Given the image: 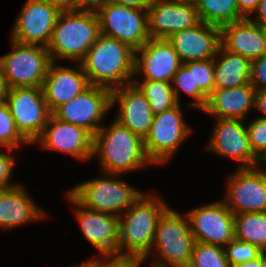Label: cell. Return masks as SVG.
I'll return each instance as SVG.
<instances>
[{
    "instance_id": "cell-1",
    "label": "cell",
    "mask_w": 266,
    "mask_h": 267,
    "mask_svg": "<svg viewBox=\"0 0 266 267\" xmlns=\"http://www.w3.org/2000/svg\"><path fill=\"white\" fill-rule=\"evenodd\" d=\"M134 62L135 50L129 45L100 35L80 64L89 85L112 91L132 83Z\"/></svg>"
},
{
    "instance_id": "cell-2",
    "label": "cell",
    "mask_w": 266,
    "mask_h": 267,
    "mask_svg": "<svg viewBox=\"0 0 266 267\" xmlns=\"http://www.w3.org/2000/svg\"><path fill=\"white\" fill-rule=\"evenodd\" d=\"M100 158L102 171L110 176L153 164L146 156L143 139L116 120L93 136L92 156Z\"/></svg>"
},
{
    "instance_id": "cell-3",
    "label": "cell",
    "mask_w": 266,
    "mask_h": 267,
    "mask_svg": "<svg viewBox=\"0 0 266 267\" xmlns=\"http://www.w3.org/2000/svg\"><path fill=\"white\" fill-rule=\"evenodd\" d=\"M168 208L159 197L156 199L151 195H141L128 208L124 217H119L117 253L146 259L153 244L158 220ZM123 250H126L125 253Z\"/></svg>"
},
{
    "instance_id": "cell-4",
    "label": "cell",
    "mask_w": 266,
    "mask_h": 267,
    "mask_svg": "<svg viewBox=\"0 0 266 267\" xmlns=\"http://www.w3.org/2000/svg\"><path fill=\"white\" fill-rule=\"evenodd\" d=\"M100 35L97 14L62 11L46 48L52 62L58 57L75 59L80 63Z\"/></svg>"
},
{
    "instance_id": "cell-5",
    "label": "cell",
    "mask_w": 266,
    "mask_h": 267,
    "mask_svg": "<svg viewBox=\"0 0 266 267\" xmlns=\"http://www.w3.org/2000/svg\"><path fill=\"white\" fill-rule=\"evenodd\" d=\"M195 239L190 230L188 217H181L177 211L168 208L159 218L153 244L163 261L153 263L156 267H188ZM155 246V247H154ZM168 263V264H167Z\"/></svg>"
},
{
    "instance_id": "cell-6",
    "label": "cell",
    "mask_w": 266,
    "mask_h": 267,
    "mask_svg": "<svg viewBox=\"0 0 266 267\" xmlns=\"http://www.w3.org/2000/svg\"><path fill=\"white\" fill-rule=\"evenodd\" d=\"M11 41L14 50L0 57L8 88L42 87L52 63L47 48Z\"/></svg>"
},
{
    "instance_id": "cell-7",
    "label": "cell",
    "mask_w": 266,
    "mask_h": 267,
    "mask_svg": "<svg viewBox=\"0 0 266 267\" xmlns=\"http://www.w3.org/2000/svg\"><path fill=\"white\" fill-rule=\"evenodd\" d=\"M106 175L108 178H97L76 185L68 193L86 209L120 217L119 210L128 209L144 193L122 180L110 179L109 173Z\"/></svg>"
},
{
    "instance_id": "cell-8",
    "label": "cell",
    "mask_w": 266,
    "mask_h": 267,
    "mask_svg": "<svg viewBox=\"0 0 266 267\" xmlns=\"http://www.w3.org/2000/svg\"><path fill=\"white\" fill-rule=\"evenodd\" d=\"M4 101L20 135L28 143L34 144L52 114L45 101L42 87L8 89Z\"/></svg>"
},
{
    "instance_id": "cell-9",
    "label": "cell",
    "mask_w": 266,
    "mask_h": 267,
    "mask_svg": "<svg viewBox=\"0 0 266 267\" xmlns=\"http://www.w3.org/2000/svg\"><path fill=\"white\" fill-rule=\"evenodd\" d=\"M97 15L101 35L126 43L135 51L151 38L147 10L109 1Z\"/></svg>"
},
{
    "instance_id": "cell-10",
    "label": "cell",
    "mask_w": 266,
    "mask_h": 267,
    "mask_svg": "<svg viewBox=\"0 0 266 267\" xmlns=\"http://www.w3.org/2000/svg\"><path fill=\"white\" fill-rule=\"evenodd\" d=\"M190 132L184 122L179 103L154 115L150 130L143 140L147 158L153 165L167 162Z\"/></svg>"
},
{
    "instance_id": "cell-11",
    "label": "cell",
    "mask_w": 266,
    "mask_h": 267,
    "mask_svg": "<svg viewBox=\"0 0 266 267\" xmlns=\"http://www.w3.org/2000/svg\"><path fill=\"white\" fill-rule=\"evenodd\" d=\"M110 108L111 91L89 85L76 97L60 105L52 114L61 121L84 128L94 136L102 127L98 123Z\"/></svg>"
},
{
    "instance_id": "cell-12",
    "label": "cell",
    "mask_w": 266,
    "mask_h": 267,
    "mask_svg": "<svg viewBox=\"0 0 266 267\" xmlns=\"http://www.w3.org/2000/svg\"><path fill=\"white\" fill-rule=\"evenodd\" d=\"M186 215L195 242L225 247L235 239V214L224 202L194 208Z\"/></svg>"
},
{
    "instance_id": "cell-13",
    "label": "cell",
    "mask_w": 266,
    "mask_h": 267,
    "mask_svg": "<svg viewBox=\"0 0 266 267\" xmlns=\"http://www.w3.org/2000/svg\"><path fill=\"white\" fill-rule=\"evenodd\" d=\"M257 168L239 166L228 178L224 203L234 214L266 212V171Z\"/></svg>"
},
{
    "instance_id": "cell-14",
    "label": "cell",
    "mask_w": 266,
    "mask_h": 267,
    "mask_svg": "<svg viewBox=\"0 0 266 267\" xmlns=\"http://www.w3.org/2000/svg\"><path fill=\"white\" fill-rule=\"evenodd\" d=\"M60 13L47 0H27L15 21L11 40L47 47Z\"/></svg>"
},
{
    "instance_id": "cell-15",
    "label": "cell",
    "mask_w": 266,
    "mask_h": 267,
    "mask_svg": "<svg viewBox=\"0 0 266 267\" xmlns=\"http://www.w3.org/2000/svg\"><path fill=\"white\" fill-rule=\"evenodd\" d=\"M147 14L151 38L167 39L200 22L192 0H152Z\"/></svg>"
},
{
    "instance_id": "cell-16",
    "label": "cell",
    "mask_w": 266,
    "mask_h": 267,
    "mask_svg": "<svg viewBox=\"0 0 266 267\" xmlns=\"http://www.w3.org/2000/svg\"><path fill=\"white\" fill-rule=\"evenodd\" d=\"M181 65L178 54L167 39L150 38L135 51L134 77L143 73V80L171 83Z\"/></svg>"
},
{
    "instance_id": "cell-17",
    "label": "cell",
    "mask_w": 266,
    "mask_h": 267,
    "mask_svg": "<svg viewBox=\"0 0 266 267\" xmlns=\"http://www.w3.org/2000/svg\"><path fill=\"white\" fill-rule=\"evenodd\" d=\"M240 119H217L208 149L241 163L240 168L263 164L252 152L247 127ZM260 163V164H259Z\"/></svg>"
},
{
    "instance_id": "cell-18",
    "label": "cell",
    "mask_w": 266,
    "mask_h": 267,
    "mask_svg": "<svg viewBox=\"0 0 266 267\" xmlns=\"http://www.w3.org/2000/svg\"><path fill=\"white\" fill-rule=\"evenodd\" d=\"M167 40L182 64L212 59L221 46V29L200 21L194 27L172 34Z\"/></svg>"
},
{
    "instance_id": "cell-19",
    "label": "cell",
    "mask_w": 266,
    "mask_h": 267,
    "mask_svg": "<svg viewBox=\"0 0 266 267\" xmlns=\"http://www.w3.org/2000/svg\"><path fill=\"white\" fill-rule=\"evenodd\" d=\"M35 142L47 150L65 152L81 160L93 157V136L84 128L61 121L53 114Z\"/></svg>"
},
{
    "instance_id": "cell-20",
    "label": "cell",
    "mask_w": 266,
    "mask_h": 267,
    "mask_svg": "<svg viewBox=\"0 0 266 267\" xmlns=\"http://www.w3.org/2000/svg\"><path fill=\"white\" fill-rule=\"evenodd\" d=\"M119 103L116 121L144 140L153 123L154 114L144 94L134 84L111 91V107Z\"/></svg>"
},
{
    "instance_id": "cell-21",
    "label": "cell",
    "mask_w": 266,
    "mask_h": 267,
    "mask_svg": "<svg viewBox=\"0 0 266 267\" xmlns=\"http://www.w3.org/2000/svg\"><path fill=\"white\" fill-rule=\"evenodd\" d=\"M69 201L78 208L75 209L80 229L85 239L99 250V253H117L119 217L93 211L81 206L68 192Z\"/></svg>"
},
{
    "instance_id": "cell-22",
    "label": "cell",
    "mask_w": 266,
    "mask_h": 267,
    "mask_svg": "<svg viewBox=\"0 0 266 267\" xmlns=\"http://www.w3.org/2000/svg\"><path fill=\"white\" fill-rule=\"evenodd\" d=\"M221 46L250 61L266 55V30L252 19L244 18L221 28Z\"/></svg>"
},
{
    "instance_id": "cell-23",
    "label": "cell",
    "mask_w": 266,
    "mask_h": 267,
    "mask_svg": "<svg viewBox=\"0 0 266 267\" xmlns=\"http://www.w3.org/2000/svg\"><path fill=\"white\" fill-rule=\"evenodd\" d=\"M77 69L58 66L52 62L42 86L45 101L53 113L60 105L70 101L89 86L81 66Z\"/></svg>"
},
{
    "instance_id": "cell-24",
    "label": "cell",
    "mask_w": 266,
    "mask_h": 267,
    "mask_svg": "<svg viewBox=\"0 0 266 267\" xmlns=\"http://www.w3.org/2000/svg\"><path fill=\"white\" fill-rule=\"evenodd\" d=\"M255 88L249 83L225 89H214L204 112L217 119L244 120L251 107H255Z\"/></svg>"
},
{
    "instance_id": "cell-25",
    "label": "cell",
    "mask_w": 266,
    "mask_h": 267,
    "mask_svg": "<svg viewBox=\"0 0 266 267\" xmlns=\"http://www.w3.org/2000/svg\"><path fill=\"white\" fill-rule=\"evenodd\" d=\"M45 212L35 205L21 185L0 189V227L13 228L43 218Z\"/></svg>"
},
{
    "instance_id": "cell-26",
    "label": "cell",
    "mask_w": 266,
    "mask_h": 267,
    "mask_svg": "<svg viewBox=\"0 0 266 267\" xmlns=\"http://www.w3.org/2000/svg\"><path fill=\"white\" fill-rule=\"evenodd\" d=\"M222 56L221 60L217 57ZM214 62V89L234 88L250 82L251 61L225 50L222 46Z\"/></svg>"
},
{
    "instance_id": "cell-27",
    "label": "cell",
    "mask_w": 266,
    "mask_h": 267,
    "mask_svg": "<svg viewBox=\"0 0 266 267\" xmlns=\"http://www.w3.org/2000/svg\"><path fill=\"white\" fill-rule=\"evenodd\" d=\"M200 21L210 25H223L244 19L239 13L237 0H192Z\"/></svg>"
},
{
    "instance_id": "cell-28",
    "label": "cell",
    "mask_w": 266,
    "mask_h": 267,
    "mask_svg": "<svg viewBox=\"0 0 266 267\" xmlns=\"http://www.w3.org/2000/svg\"><path fill=\"white\" fill-rule=\"evenodd\" d=\"M235 239L248 242L266 253V212L234 215Z\"/></svg>"
},
{
    "instance_id": "cell-29",
    "label": "cell",
    "mask_w": 266,
    "mask_h": 267,
    "mask_svg": "<svg viewBox=\"0 0 266 267\" xmlns=\"http://www.w3.org/2000/svg\"><path fill=\"white\" fill-rule=\"evenodd\" d=\"M132 83L144 94L145 98L150 103L151 111L154 115L169 110L178 104L171 83L143 80L140 84L135 78Z\"/></svg>"
},
{
    "instance_id": "cell-30",
    "label": "cell",
    "mask_w": 266,
    "mask_h": 267,
    "mask_svg": "<svg viewBox=\"0 0 266 267\" xmlns=\"http://www.w3.org/2000/svg\"><path fill=\"white\" fill-rule=\"evenodd\" d=\"M171 83L174 84V86L172 85V89L177 103H180L178 92L183 90L195 99L191 103L192 106L201 110L206 108L209 97L199 87H195L194 61L182 64L173 76Z\"/></svg>"
},
{
    "instance_id": "cell-31",
    "label": "cell",
    "mask_w": 266,
    "mask_h": 267,
    "mask_svg": "<svg viewBox=\"0 0 266 267\" xmlns=\"http://www.w3.org/2000/svg\"><path fill=\"white\" fill-rule=\"evenodd\" d=\"M188 267H231L224 247L195 242Z\"/></svg>"
},
{
    "instance_id": "cell-32",
    "label": "cell",
    "mask_w": 266,
    "mask_h": 267,
    "mask_svg": "<svg viewBox=\"0 0 266 267\" xmlns=\"http://www.w3.org/2000/svg\"><path fill=\"white\" fill-rule=\"evenodd\" d=\"M28 143L16 129L14 119L4 100L0 101V145L8 152L20 144Z\"/></svg>"
},
{
    "instance_id": "cell-33",
    "label": "cell",
    "mask_w": 266,
    "mask_h": 267,
    "mask_svg": "<svg viewBox=\"0 0 266 267\" xmlns=\"http://www.w3.org/2000/svg\"><path fill=\"white\" fill-rule=\"evenodd\" d=\"M224 250L230 266L255 260L264 253L253 244L236 239L230 241Z\"/></svg>"
},
{
    "instance_id": "cell-34",
    "label": "cell",
    "mask_w": 266,
    "mask_h": 267,
    "mask_svg": "<svg viewBox=\"0 0 266 267\" xmlns=\"http://www.w3.org/2000/svg\"><path fill=\"white\" fill-rule=\"evenodd\" d=\"M247 127L249 144L254 155L266 164V119L256 118ZM265 163V164H264Z\"/></svg>"
},
{
    "instance_id": "cell-35",
    "label": "cell",
    "mask_w": 266,
    "mask_h": 267,
    "mask_svg": "<svg viewBox=\"0 0 266 267\" xmlns=\"http://www.w3.org/2000/svg\"><path fill=\"white\" fill-rule=\"evenodd\" d=\"M195 87H199L208 97L214 90V62L212 59L194 61Z\"/></svg>"
},
{
    "instance_id": "cell-36",
    "label": "cell",
    "mask_w": 266,
    "mask_h": 267,
    "mask_svg": "<svg viewBox=\"0 0 266 267\" xmlns=\"http://www.w3.org/2000/svg\"><path fill=\"white\" fill-rule=\"evenodd\" d=\"M103 256L108 260L99 258L89 261L93 264V267H140L142 261L145 260L141 256L119 253L103 254Z\"/></svg>"
},
{
    "instance_id": "cell-37",
    "label": "cell",
    "mask_w": 266,
    "mask_h": 267,
    "mask_svg": "<svg viewBox=\"0 0 266 267\" xmlns=\"http://www.w3.org/2000/svg\"><path fill=\"white\" fill-rule=\"evenodd\" d=\"M250 84L255 90H266V55L251 61Z\"/></svg>"
},
{
    "instance_id": "cell-38",
    "label": "cell",
    "mask_w": 266,
    "mask_h": 267,
    "mask_svg": "<svg viewBox=\"0 0 266 267\" xmlns=\"http://www.w3.org/2000/svg\"><path fill=\"white\" fill-rule=\"evenodd\" d=\"M14 165L15 159L10 154L0 152V189L13 188L20 185L10 182Z\"/></svg>"
},
{
    "instance_id": "cell-39",
    "label": "cell",
    "mask_w": 266,
    "mask_h": 267,
    "mask_svg": "<svg viewBox=\"0 0 266 267\" xmlns=\"http://www.w3.org/2000/svg\"><path fill=\"white\" fill-rule=\"evenodd\" d=\"M107 2L109 0H74L73 11L97 14Z\"/></svg>"
},
{
    "instance_id": "cell-40",
    "label": "cell",
    "mask_w": 266,
    "mask_h": 267,
    "mask_svg": "<svg viewBox=\"0 0 266 267\" xmlns=\"http://www.w3.org/2000/svg\"><path fill=\"white\" fill-rule=\"evenodd\" d=\"M259 1L260 0H237L239 13L244 18H249V16L256 10Z\"/></svg>"
},
{
    "instance_id": "cell-41",
    "label": "cell",
    "mask_w": 266,
    "mask_h": 267,
    "mask_svg": "<svg viewBox=\"0 0 266 267\" xmlns=\"http://www.w3.org/2000/svg\"><path fill=\"white\" fill-rule=\"evenodd\" d=\"M109 1L119 5H124L127 7L139 8L144 10H147L149 6L152 4V0H109Z\"/></svg>"
},
{
    "instance_id": "cell-42",
    "label": "cell",
    "mask_w": 266,
    "mask_h": 267,
    "mask_svg": "<svg viewBox=\"0 0 266 267\" xmlns=\"http://www.w3.org/2000/svg\"><path fill=\"white\" fill-rule=\"evenodd\" d=\"M253 13H257V18L252 22L266 30V0H260L256 10Z\"/></svg>"
},
{
    "instance_id": "cell-43",
    "label": "cell",
    "mask_w": 266,
    "mask_h": 267,
    "mask_svg": "<svg viewBox=\"0 0 266 267\" xmlns=\"http://www.w3.org/2000/svg\"><path fill=\"white\" fill-rule=\"evenodd\" d=\"M255 107L263 113L264 116L259 117L266 119V90H256L255 93Z\"/></svg>"
},
{
    "instance_id": "cell-44",
    "label": "cell",
    "mask_w": 266,
    "mask_h": 267,
    "mask_svg": "<svg viewBox=\"0 0 266 267\" xmlns=\"http://www.w3.org/2000/svg\"><path fill=\"white\" fill-rule=\"evenodd\" d=\"M52 6L62 11H73L74 0H47Z\"/></svg>"
},
{
    "instance_id": "cell-45",
    "label": "cell",
    "mask_w": 266,
    "mask_h": 267,
    "mask_svg": "<svg viewBox=\"0 0 266 267\" xmlns=\"http://www.w3.org/2000/svg\"><path fill=\"white\" fill-rule=\"evenodd\" d=\"M8 89L9 88L6 84L5 77L3 75V71L0 65V101L5 99Z\"/></svg>"
},
{
    "instance_id": "cell-46",
    "label": "cell",
    "mask_w": 266,
    "mask_h": 267,
    "mask_svg": "<svg viewBox=\"0 0 266 267\" xmlns=\"http://www.w3.org/2000/svg\"><path fill=\"white\" fill-rule=\"evenodd\" d=\"M261 266H262V255L255 260L232 265L231 267H261Z\"/></svg>"
},
{
    "instance_id": "cell-47",
    "label": "cell",
    "mask_w": 266,
    "mask_h": 267,
    "mask_svg": "<svg viewBox=\"0 0 266 267\" xmlns=\"http://www.w3.org/2000/svg\"><path fill=\"white\" fill-rule=\"evenodd\" d=\"M75 267H93V264L90 261H87L81 265L75 266Z\"/></svg>"
},
{
    "instance_id": "cell-48",
    "label": "cell",
    "mask_w": 266,
    "mask_h": 267,
    "mask_svg": "<svg viewBox=\"0 0 266 267\" xmlns=\"http://www.w3.org/2000/svg\"><path fill=\"white\" fill-rule=\"evenodd\" d=\"M261 267H266V253L262 254V266Z\"/></svg>"
}]
</instances>
